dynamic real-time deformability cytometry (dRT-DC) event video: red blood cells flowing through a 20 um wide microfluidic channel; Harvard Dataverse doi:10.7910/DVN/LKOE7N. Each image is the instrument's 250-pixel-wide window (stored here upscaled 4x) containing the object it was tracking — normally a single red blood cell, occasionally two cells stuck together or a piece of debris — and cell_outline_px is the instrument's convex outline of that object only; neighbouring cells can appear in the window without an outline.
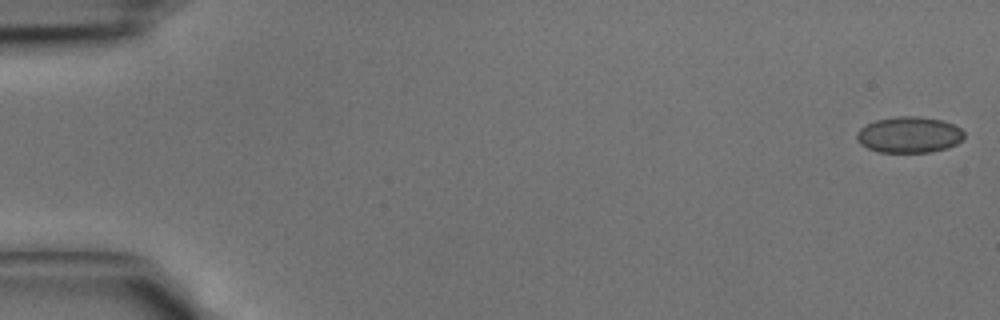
{"species": "common noctule bat (a hibernating species)", "species_latin": "Nyctalus noctula", "temperature_condition": "cold", "stored_images_in_passage": 42, "camera_frame_rate_fps": 3000, "um_per_image_px": 0.085, "animal": {"sex": "male", "body_mass_g": 15.6}, "frame": {"image": 1, "passage_image": 1, "time_ms": 0.0, "image_size_px": [1000, 320], "cell_outline_px": [[964, 136], [956, 144], [932, 152], [880, 152], [868, 148], [860, 144], [856, 136], [856, 132], [860, 128], [876, 120], [896, 116], [920, 116], [940, 120], [952, 124], [960, 128], [964, 132]], "centroid_in_image_um": [77.25, 11.45], "position_along_channel_um": 7.7, "area_um2": 22.43}}
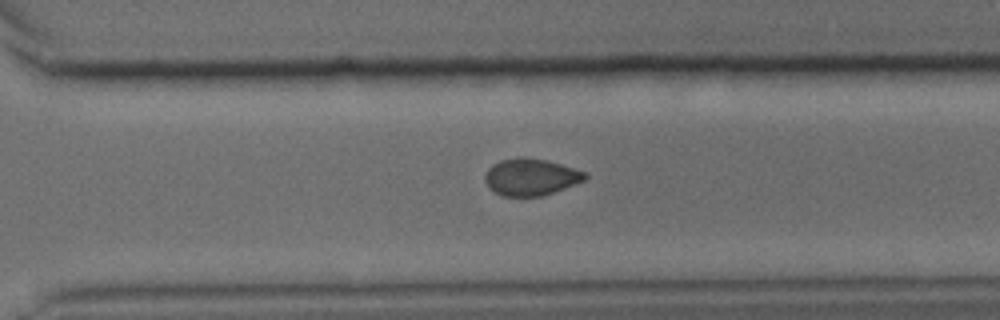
{"frame": {"image": 2, "passage_image": 30, "time_ms": 9.667, "image_size_px": [1000, 320], "cell_outline_px": [[588, 176], [584, 180], [564, 188], [540, 196], [500, 196], [492, 192], [488, 188], [484, 180], [484, 176], [488, 168], [492, 164], [500, 160], [544, 160], [560, 164], [584, 172]], "centroid_in_image_um": [45.05, 15.1], "position_along_channel_um": 325.5, "area_um2": 20.81}}
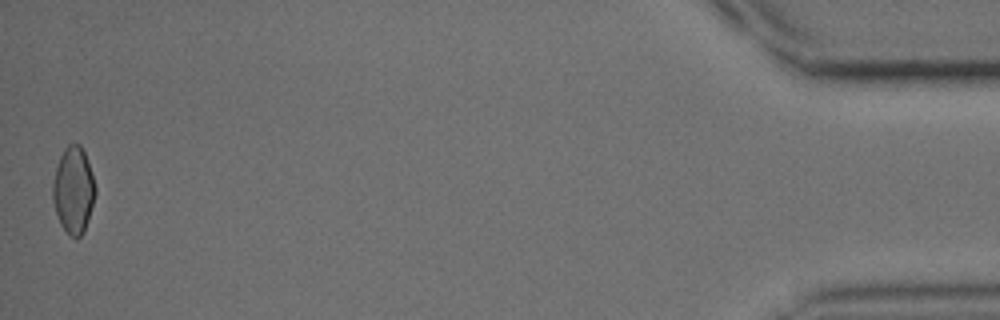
{"frame": {"image": 3, "passage_image": 42, "time_ms": 13.667, "image_size_px": [1000, 320], "cell_outline_px": [[96, 192], [84, 232], [76, 240], [60, 224], [52, 200], [52, 184], [56, 168], [60, 156], [64, 148], [68, 144], [80, 144], [84, 152], [96, 188]], "centroid_in_image_um": [6.23, 16.16], "position_along_channel_um": 429.0, "area_um2": 21.21}}